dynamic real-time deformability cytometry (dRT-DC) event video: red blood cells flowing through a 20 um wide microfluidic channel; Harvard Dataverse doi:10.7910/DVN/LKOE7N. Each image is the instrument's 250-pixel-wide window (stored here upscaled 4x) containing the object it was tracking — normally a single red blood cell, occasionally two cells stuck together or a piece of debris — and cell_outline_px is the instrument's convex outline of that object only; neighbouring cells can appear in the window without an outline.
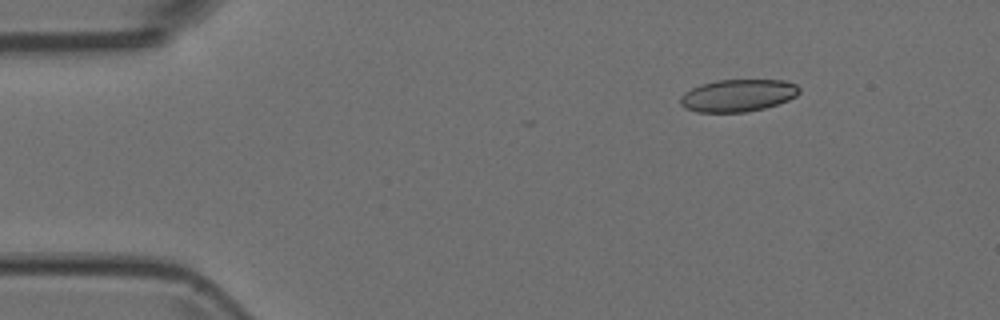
{"species": "Egyptian fruit bat (a non-hibernating species)", "species_latin": "Rousettus aegyptiacus", "temperature_condition": "room temperature", "stored_images_in_passage": 6, "camera_frame_rate_fps": 3000, "um_per_image_px": 0.085, "animal": {"sex": "female"}, "frame": {"image": 1, "passage_image": 2, "time_ms": 0.333, "image_size_px": [1000, 320], "cell_outline_px": [[800, 92], [796, 96], [788, 100], [764, 108], [744, 112], [696, 112], [684, 108], [680, 104], [680, 96], [684, 92], [700, 84], [716, 80], [784, 80], [796, 84], [800, 88]], "centroid_in_image_um": [62.7, 8.11], "position_along_channel_um": 22.3, "area_um2": 22.48}}
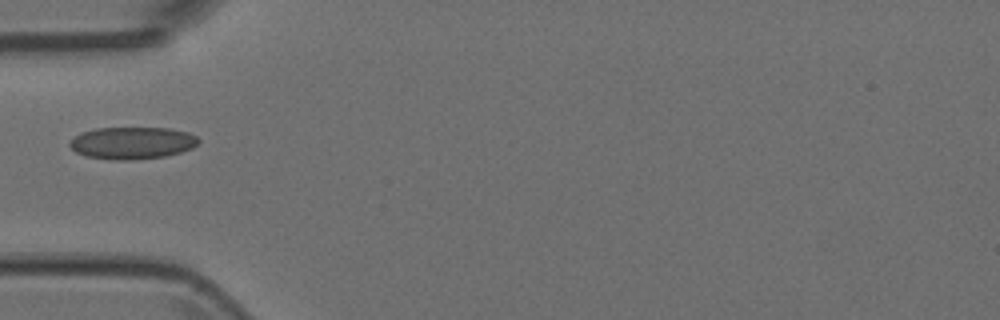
{"frame": {"image": 2, "passage_image": 5, "time_ms": 1.333, "image_size_px": [1000, 320], "cell_outline_px": [[200, 140], [192, 148], [180, 152], [164, 156], [132, 160], [112, 160], [84, 156], [76, 152], [68, 144], [80, 132], [96, 128], [168, 128], [188, 132], [196, 136]], "centroid_in_image_um": [11.22, 12.15], "position_along_channel_um": 73.8, "area_um2": 24.1}}
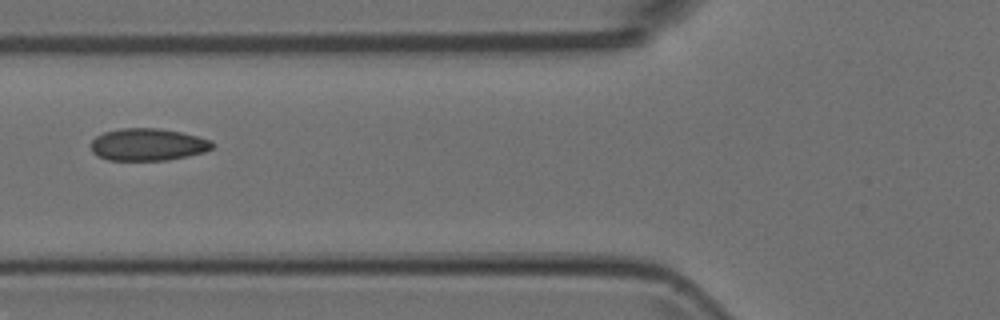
{"frame": {"image": 3, "passage_image": 6, "time_ms": 1.667, "image_size_px": [1000, 320], "cell_outline_px": [[216, 144], [212, 148], [204, 152], [188, 156], [168, 160], [108, 160], [96, 156], [92, 152], [92, 140], [96, 136], [104, 132], [120, 128], [160, 128], [180, 132], [212, 140]], "centroid_in_image_um": [12.57, 12.29], "position_along_channel_um": 113.2, "area_um2": 22.95}}